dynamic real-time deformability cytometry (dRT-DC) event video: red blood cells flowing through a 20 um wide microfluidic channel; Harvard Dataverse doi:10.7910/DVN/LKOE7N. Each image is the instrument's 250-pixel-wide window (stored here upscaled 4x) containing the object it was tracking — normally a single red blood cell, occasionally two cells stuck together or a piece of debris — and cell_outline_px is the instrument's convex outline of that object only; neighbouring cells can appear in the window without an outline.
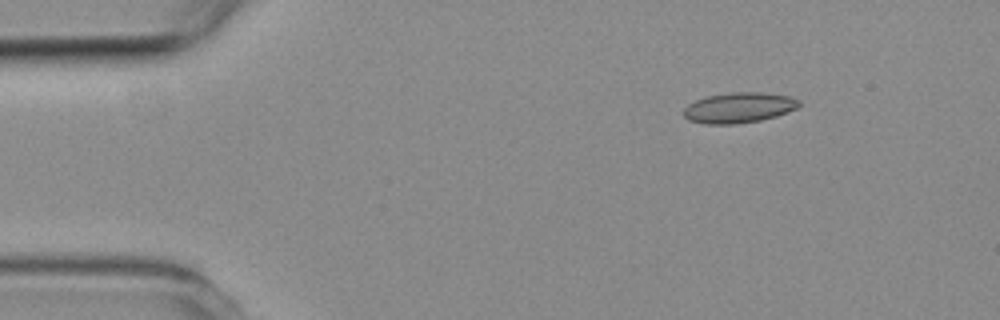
{"species": "common noctule bat (a hibernating species)", "species_latin": "Nyctalus noctula", "temperature_condition": "room temperature", "stored_images_in_passage": 3, "camera_frame_rate_fps": 3000, "um_per_image_px": 0.085, "animal": {"sex": "female", "body_mass_g": 19.3, "forearm_length_mm": 54.1}, "frame": {"image": 1, "passage_image": 1, "time_ms": 0.0, "image_size_px": [1000, 320], "cell_outline_px": [[800, 104], [796, 108], [788, 112], [776, 116], [760, 120], [736, 124], [704, 124], [688, 120], [684, 116], [684, 108], [688, 104], [704, 96], [732, 92], [760, 92], [792, 96], [800, 100]], "centroid_in_image_um": [62.8, 9.15], "position_along_channel_um": 22.2, "area_um2": 20.63}}